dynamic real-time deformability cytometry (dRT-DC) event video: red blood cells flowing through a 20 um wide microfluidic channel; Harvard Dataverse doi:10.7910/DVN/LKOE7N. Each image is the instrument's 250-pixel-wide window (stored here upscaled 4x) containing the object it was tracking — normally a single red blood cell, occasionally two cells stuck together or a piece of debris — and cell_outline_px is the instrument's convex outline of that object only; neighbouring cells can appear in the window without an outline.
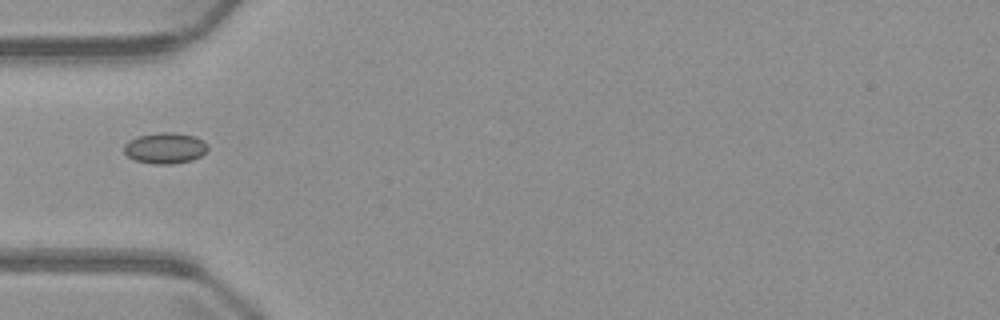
{"species": "common noctule bat (a hibernating species)", "species_latin": "Nyctalus noctula", "temperature_condition": "warm", "stored_images_in_passage": 3, "camera_frame_rate_fps": 3000, "um_per_image_px": 0.085, "animal": {"sex": "male", "body_mass_g": 23.1, "forearm_length_mm": 52.7}, "frame": {"image": 1, "passage_image": 1, "time_ms": 0.0, "image_size_px": [1000, 320], "cell_outline_px": [[208, 148], [200, 156], [192, 160], [172, 164], [152, 164], [136, 160], [128, 156], [124, 152], [124, 144], [128, 140], [136, 136], [160, 132], [172, 132], [196, 136], [204, 140], [208, 144]], "centroid_in_image_um": [14.03, 12.57], "position_along_channel_um": 71.0, "area_um2": 15.26}}
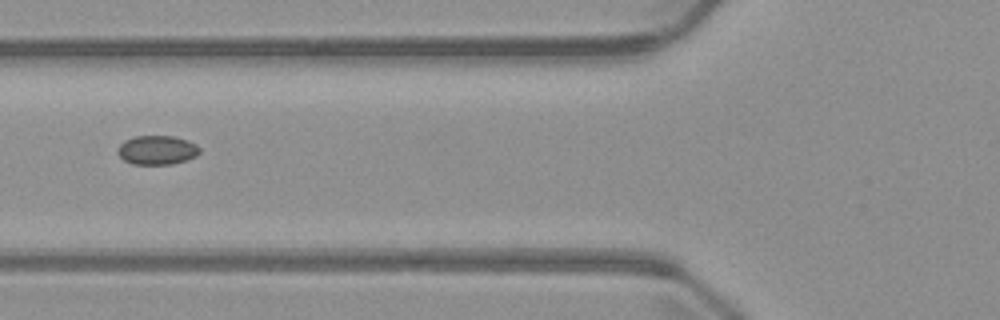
{"frame": {"image": 2, "passage_image": 2, "time_ms": 1.0, "image_size_px": [1000, 320], "cell_outline_px": [[200, 152], [196, 156], [172, 164], [132, 164], [124, 160], [116, 152], [116, 148], [124, 140], [136, 136], [172, 136], [188, 140], [196, 144], [200, 148]], "centroid_in_image_um": [13.33, 12.75], "position_along_channel_um": 112.5, "area_um2": 13.93}}
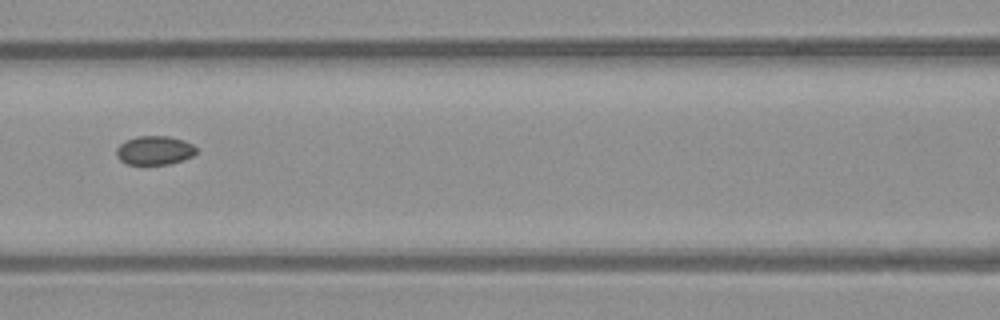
{"frame": {"image": 3, "passage_image": 3, "time_ms": 2.0, "image_size_px": [1000, 320], "cell_outline_px": [[196, 152], [192, 156], [184, 160], [168, 164], [128, 164], [120, 160], [116, 156], [116, 148], [120, 144], [136, 136], [168, 136], [184, 140], [192, 144], [196, 148]], "centroid_in_image_um": [13.14, 12.78], "position_along_channel_um": 153.5, "area_um2": 13.41}}